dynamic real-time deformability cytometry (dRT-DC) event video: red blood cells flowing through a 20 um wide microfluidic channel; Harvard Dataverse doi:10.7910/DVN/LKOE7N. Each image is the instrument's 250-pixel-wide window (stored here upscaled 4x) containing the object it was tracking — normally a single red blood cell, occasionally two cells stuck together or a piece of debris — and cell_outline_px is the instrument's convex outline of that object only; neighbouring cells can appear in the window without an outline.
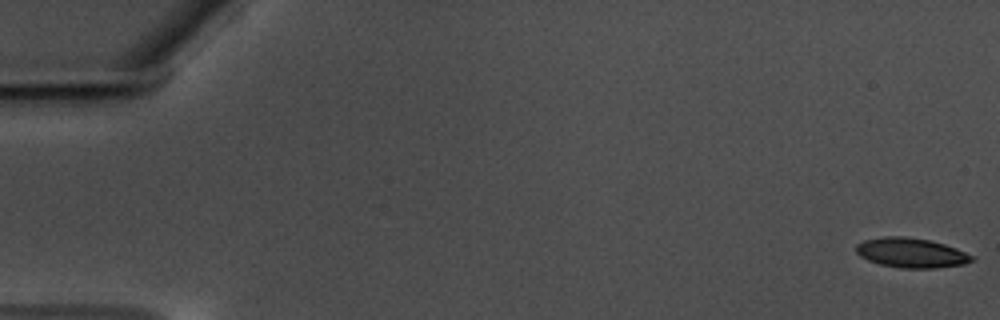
{"species": "common noctule bat (a hibernating species)", "species_latin": "Nyctalus noctula", "temperature_condition": "warm", "stored_images_in_passage": 59, "camera_frame_rate_fps": 3000, "um_per_image_px": 0.085, "animal": {"sex": "male", "body_mass_g": 17.5, "forearm_length_mm": 52.3}, "frame": {"image": 1, "passage_image": 1, "time_ms": 0.0, "image_size_px": [1000, 320], "cell_outline_px": [[976, 260], [964, 264], [936, 268], [900, 268], [880, 264], [868, 260], [860, 256], [856, 252], [856, 244], [864, 240], [884, 236], [904, 236], [928, 240], [944, 244], [956, 248], [976, 256]], "centroid_in_image_um": [77.48, 21.49], "position_along_channel_um": 7.5, "area_um2": 20.17}}
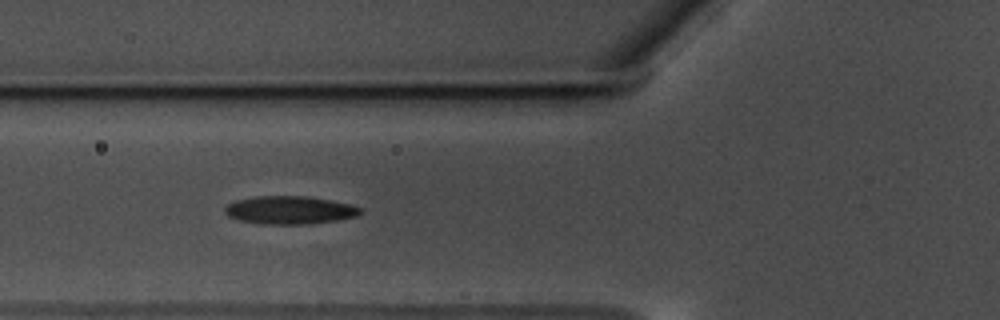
{"frame": {"image": 2, "passage_image": 23, "time_ms": 7.333, "image_size_px": [1000, 320], "cell_outline_px": [[360, 212], [356, 216], [336, 220], [308, 224], [268, 224], [240, 220], [228, 216], [224, 212], [224, 208], [228, 204], [236, 200], [256, 196], [308, 196], [348, 204], [360, 208]], "centroid_in_image_um": [24.57, 17.85], "position_along_channel_um": 101.2, "area_um2": 21.79}}
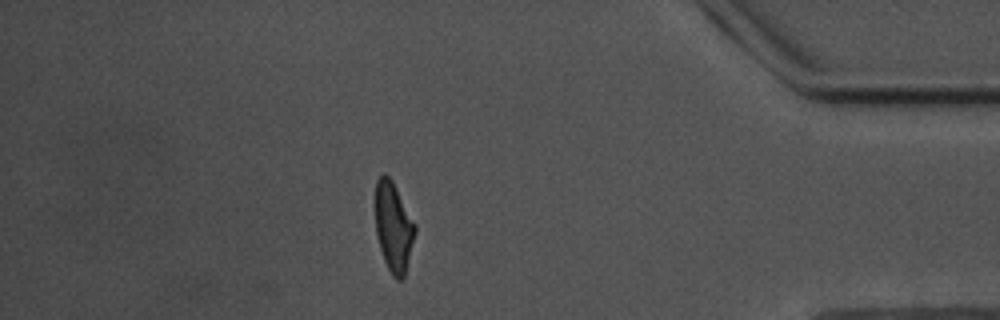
{"frame": {"image": 3, "passage_image": 52, "time_ms": 17.0, "image_size_px": [1000, 320], "cell_outline_px": [[416, 232], [404, 276], [400, 280], [396, 280], [392, 276], [384, 260], [380, 248], [376, 232], [376, 180], [384, 172], [392, 180], [416, 224]], "centroid_in_image_um": [33.46, 19.29], "position_along_channel_um": 401.7, "area_um2": 20.58}, "authors_computed_cell_mechanics": {"area_um2": 21.1548, "velocity_mm_per_s": 3.4943, "shape_relaxation_time_tau1_ms": 6.6081, "shape_relaxation_time_tau2_ms": 2.7318, "deformation_change_tau1": 0.1855, "deformation_change_tau2": 0.1129}}